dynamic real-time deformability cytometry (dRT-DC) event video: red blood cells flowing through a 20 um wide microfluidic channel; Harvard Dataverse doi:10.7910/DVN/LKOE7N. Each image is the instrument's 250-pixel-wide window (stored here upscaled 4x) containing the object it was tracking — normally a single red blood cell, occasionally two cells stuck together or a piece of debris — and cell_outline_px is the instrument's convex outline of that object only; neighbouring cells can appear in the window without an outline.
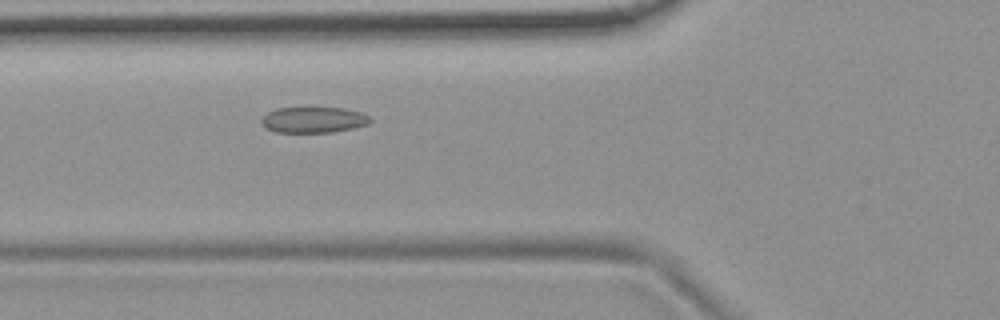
{"species": "common noctule bat (a hibernating species)", "species_latin": "Nyctalus noctula", "temperature_condition": "room temperature", "stored_images_in_passage": 49, "camera_frame_rate_fps": 3000, "um_per_image_px": 0.085, "animal": {"sex": "female", "body_mass_g": 19.9}, "frame": {"image": 1, "passage_image": 14, "time_ms": 4.333, "image_size_px": [1000, 320], "cell_outline_px": [[372, 120], [368, 124], [352, 128], [332, 132], [276, 132], [260, 124], [260, 120], [268, 112], [276, 108], [344, 108], [360, 112], [368, 116]], "centroid_in_image_um": [26.63, 10.18], "position_along_channel_um": 99.2, "area_um2": 16.24}}
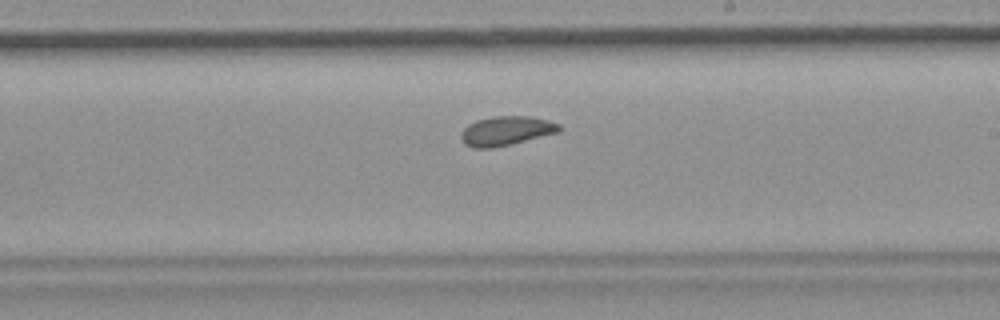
{"frame": {"image": 2, "passage_image": 26, "time_ms": 8.333, "image_size_px": [1000, 320], "cell_outline_px": [[564, 128], [560, 132], [492, 148], [472, 148], [464, 144], [460, 136], [460, 132], [468, 124], [476, 120], [496, 116], [532, 116], [548, 120], [560, 124]], "centroid_in_image_um": [43.03, 11.11], "position_along_channel_um": 246.0, "area_um2": 16.88}}
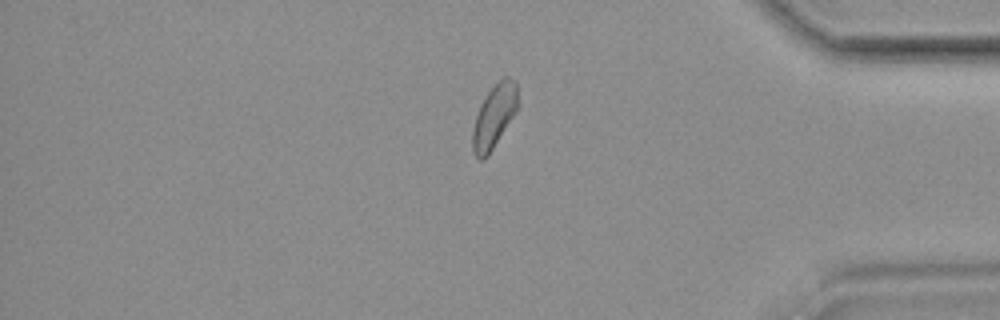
{"frame": {"image": 3, "passage_image": 40, "time_ms": 13.0, "image_size_px": [1000, 320], "cell_outline_px": [[516, 112], [488, 156], [484, 160], [480, 160], [472, 152], [472, 132], [476, 116], [480, 104], [488, 92], [504, 76], [508, 76], [516, 80]], "centroid_in_image_um": [41.98, 9.92], "position_along_channel_um": 393.2, "area_um2": 16.47}, "authors_computed_cell_mechanics": {"area_um2": 16.8198, "velocity_mm_per_s": 3.6776, "shape_relaxation_time_tau1_ms": 5.7687, "shape_relaxation_time_tau2_ms": 2.3726, "deformation_change_tau1": 0.1081, "deformation_change_tau2": 0.0771}}